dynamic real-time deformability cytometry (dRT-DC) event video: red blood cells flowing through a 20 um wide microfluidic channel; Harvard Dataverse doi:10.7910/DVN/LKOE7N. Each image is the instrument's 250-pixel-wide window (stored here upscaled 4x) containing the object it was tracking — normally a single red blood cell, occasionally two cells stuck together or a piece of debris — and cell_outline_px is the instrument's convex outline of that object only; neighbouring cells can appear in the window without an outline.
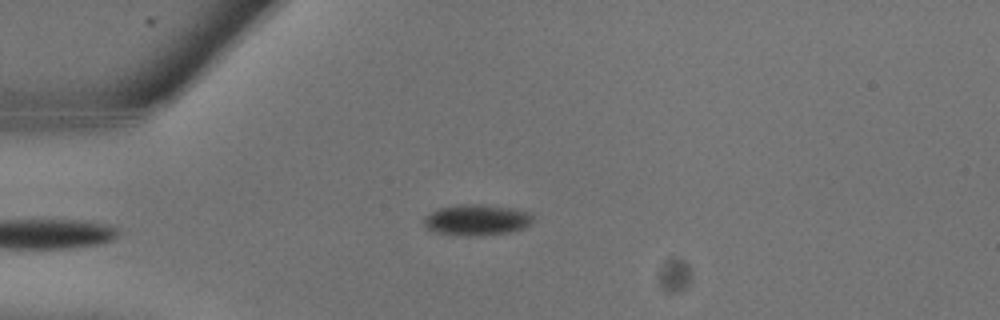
{"species": "common noctule bat (a hibernating species)", "species_latin": "Nyctalus noctula", "temperature_condition": "warm", "stored_images_in_passage": 9, "camera_frame_rate_fps": 3000, "um_per_image_px": 0.085, "animal": {"sex": "male", "body_mass_g": 13.3}, "frame": {"image": 1, "passage_image": 9, "time_ms": 2.667, "image_size_px": [1000, 320], "cell_outline_px": [[532, 224], [524, 228], [508, 232], [468, 236], [436, 232], [428, 228], [424, 224], [424, 220], [432, 212], [440, 208], [460, 204], [480, 204], [516, 208], [528, 212], [532, 216]], "centroid_in_image_um": [40.57, 18.68], "position_along_channel_um": 44.4, "area_um2": 19.36}}